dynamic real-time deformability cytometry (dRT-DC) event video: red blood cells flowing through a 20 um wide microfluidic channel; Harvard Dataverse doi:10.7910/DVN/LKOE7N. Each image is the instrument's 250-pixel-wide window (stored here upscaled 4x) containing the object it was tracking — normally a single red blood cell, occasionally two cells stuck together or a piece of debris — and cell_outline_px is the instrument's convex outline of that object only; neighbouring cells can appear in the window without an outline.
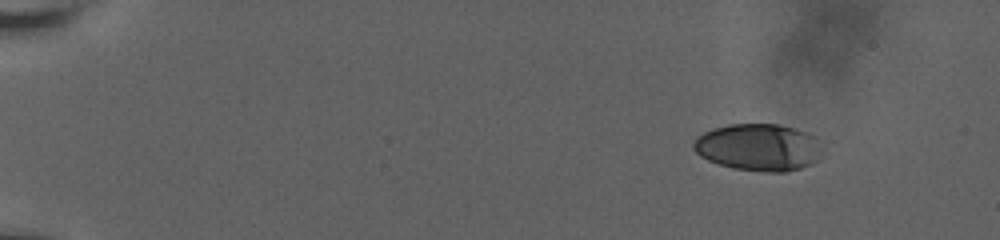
{"species": "human", "species_latin": "Homo sapiens", "temperature_condition": "room temperature", "stored_images_in_passage": 61, "camera_frame_rate_fps": 3000, "um_per_image_px": 0.085, "donor": {"sex": "male"}, "frame": {"image": 1, "passage_image": 1, "time_ms": 0.0, "image_size_px": [1000, 240], "cell_outline_px": [[824, 148], [820, 160], [812, 164], [788, 172], [764, 172], [732, 168], [708, 160], [700, 156], [692, 148], [692, 144], [696, 136], [712, 128], [728, 124], [780, 124], [796, 128], [808, 132], [824, 140]], "centroid_in_image_um": [64.56, 12.51], "position_along_channel_um": 20.4, "area_um2": 36.41}}
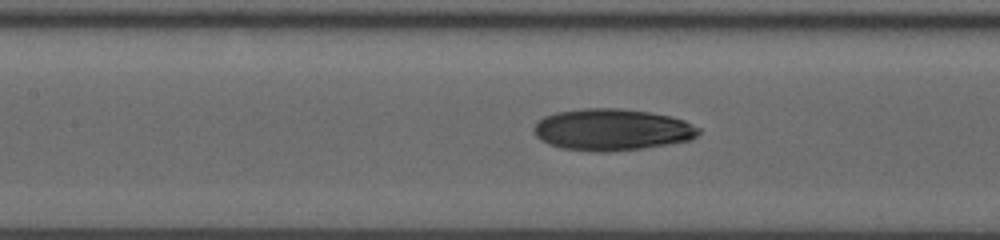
{"frame": {"image": 2, "passage_image": 33, "time_ms": 7.667, "image_size_px": [1000, 240], "cell_outline_px": [[700, 132], [696, 136], [688, 140], [668, 144], [644, 148], [608, 152], [592, 152], [564, 148], [548, 144], [540, 140], [532, 132], [532, 128], [536, 120], [544, 116], [556, 112], [584, 108], [620, 108], [648, 112], [668, 116], [684, 120], [700, 128]], "centroid_in_image_um": [51.95, 11.02], "position_along_channel_um": 155.4, "area_um2": 40.23}}
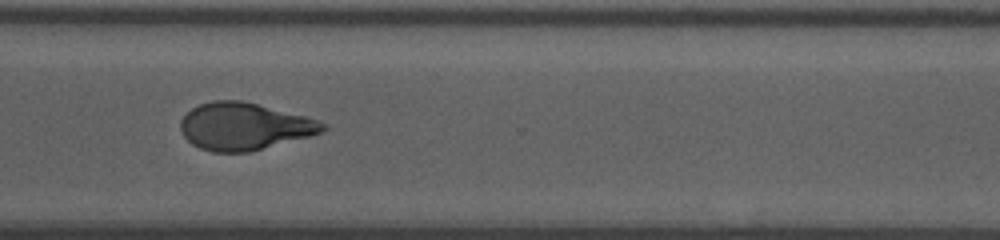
{"frame": {"image": 3, "passage_image": 60, "time_ms": 13.0, "image_size_px": [1000, 240], "cell_outline_px": [[328, 128], [320, 132], [308, 136], [248, 152], [212, 152], [200, 148], [192, 144], [184, 136], [180, 128], [180, 120], [192, 108], [200, 104], [212, 100], [240, 100], [304, 116], [316, 120], [324, 124]], "centroid_in_image_um": [20.7, 10.74], "position_along_channel_um": 349.9, "area_um2": 38.49}}